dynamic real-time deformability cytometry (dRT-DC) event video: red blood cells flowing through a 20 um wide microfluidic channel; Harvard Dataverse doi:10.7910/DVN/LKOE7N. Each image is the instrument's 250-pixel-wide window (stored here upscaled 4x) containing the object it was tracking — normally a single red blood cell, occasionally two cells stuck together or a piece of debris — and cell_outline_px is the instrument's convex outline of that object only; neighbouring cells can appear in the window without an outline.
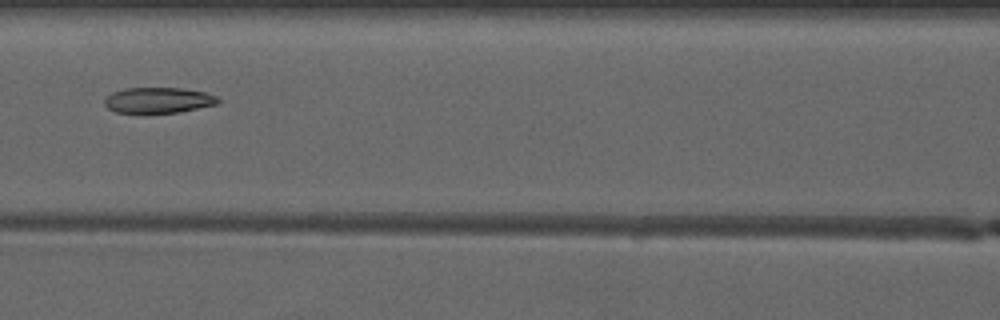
{"species": "common noctule bat (a hibernating species)", "species_latin": "Nyctalus noctula", "temperature_condition": "warm", "stored_images_in_passage": 7, "camera_frame_rate_fps": 3000, "um_per_image_px": 0.085, "animal": {"sex": "male", "forearm_length_mm": 52.5}, "frame": {"image": 1, "passage_image": 7, "time_ms": 7.0, "image_size_px": [1000, 320], "cell_outline_px": [[220, 104], [180, 112], [116, 112], [108, 108], [104, 104], [104, 96], [112, 92], [124, 88], [184, 88], [204, 92], [216, 96], [220, 100]], "centroid_in_image_um": [13.47, 8.51], "position_along_channel_um": 153.1, "area_um2": 17.05}}